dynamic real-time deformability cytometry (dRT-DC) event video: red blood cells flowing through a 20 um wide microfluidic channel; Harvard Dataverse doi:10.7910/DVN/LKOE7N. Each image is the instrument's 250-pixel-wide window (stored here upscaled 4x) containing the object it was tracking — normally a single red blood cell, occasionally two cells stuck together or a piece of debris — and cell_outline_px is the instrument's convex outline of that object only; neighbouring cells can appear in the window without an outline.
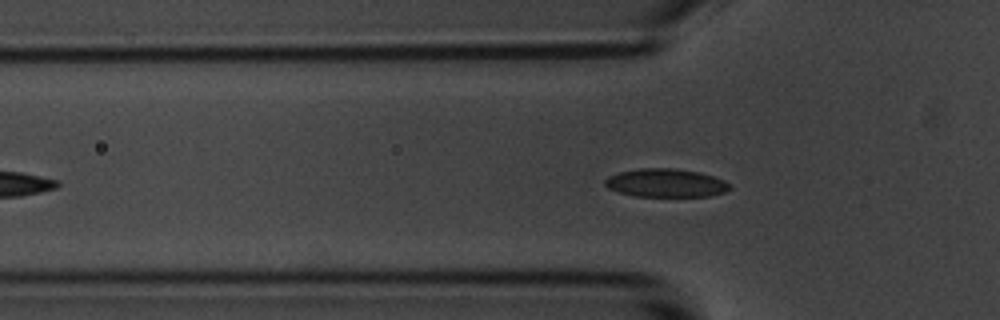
{"species": "common noctule bat (a hibernating species)", "species_latin": "Nyctalus noctula", "temperature_condition": "room temperature", "stored_images_in_passage": 42, "camera_frame_rate_fps": 3000, "um_per_image_px": 0.085, "animal": {"sex": "male", "body_mass_g": 20.1, "forearm_length_mm": 53.5}, "frame": {"image": 1, "passage_image": 13, "time_ms": 4.0, "image_size_px": [1000, 320], "cell_outline_px": [[732, 188], [724, 192], [712, 196], [636, 196], [620, 192], [608, 188], [604, 184], [604, 180], [608, 176], [620, 172], [640, 168], [672, 168], [700, 172], [724, 180], [732, 184]], "centroid_in_image_um": [56.63, 15.55], "position_along_channel_um": 69.2, "area_um2": 20.63}}
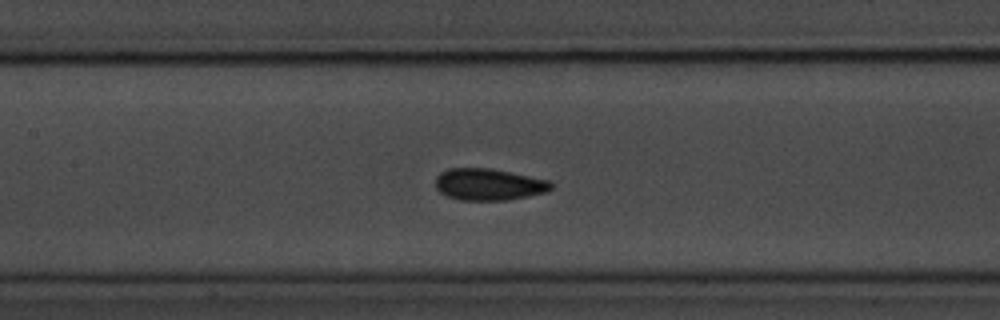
{"frame": {"image": 2, "passage_image": 21, "time_ms": 6.667, "image_size_px": [1000, 320], "cell_outline_px": [[552, 188], [548, 192], [508, 200], [460, 200], [448, 196], [440, 192], [436, 188], [436, 176], [440, 172], [448, 168], [492, 168], [552, 180]], "centroid_in_image_um": [41.58, 15.67], "position_along_channel_um": 165.8, "area_um2": 21.68}}
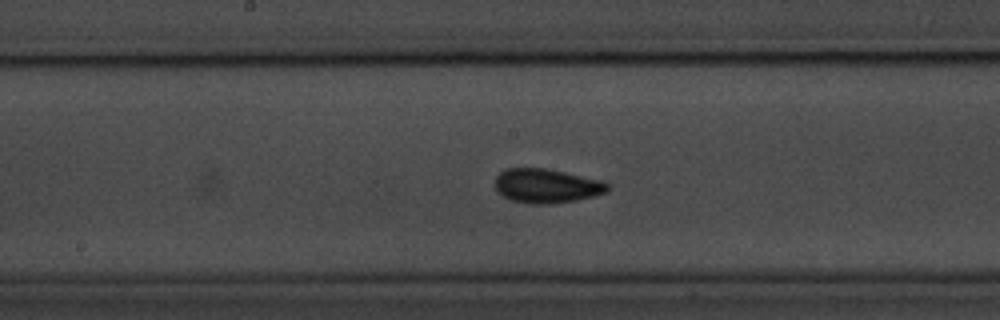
{"frame": {"image": 3, "passage_image": 24, "time_ms": 7.667, "image_size_px": [1000, 320], "cell_outline_px": [[612, 188], [608, 192], [596, 196], [576, 200], [552, 204], [528, 204], [512, 200], [496, 192], [496, 176], [500, 172], [508, 168], [544, 168], [604, 180]], "centroid_in_image_um": [46.51, 15.81], "position_along_channel_um": 201.7, "area_um2": 22.72}, "authors_computed_cell_mechanics": {"area_um2": 20.9814, "velocity_mm_per_s": 3.5916, "shape_relaxation_time_tau1_ms": 2.449, "shape_relaxation_time_tau2_ms": 1.1001, "deformation_change_tau1": 0.076, "deformation_change_tau2": 0.0432}}